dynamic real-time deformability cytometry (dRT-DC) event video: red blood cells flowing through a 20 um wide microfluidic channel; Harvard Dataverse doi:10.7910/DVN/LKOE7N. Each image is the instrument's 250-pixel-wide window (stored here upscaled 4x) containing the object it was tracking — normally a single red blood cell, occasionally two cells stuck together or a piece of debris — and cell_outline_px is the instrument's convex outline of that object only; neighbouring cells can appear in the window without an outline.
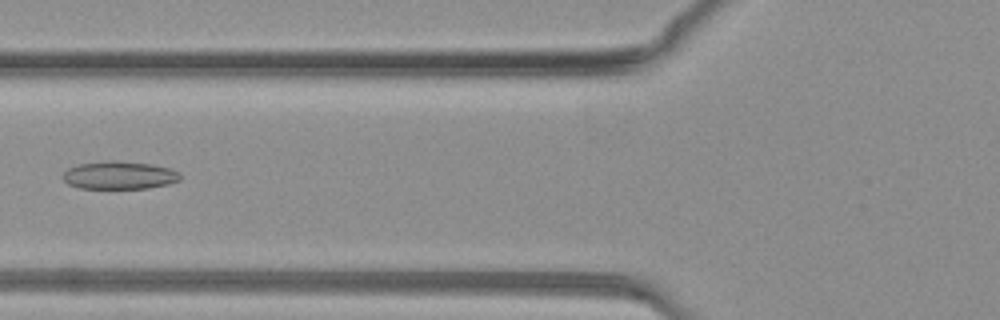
{"species": "common noctule bat (a hibernating species)", "species_latin": "Nyctalus noctula", "temperature_condition": "warm", "stored_images_in_passage": 42, "camera_frame_rate_fps": 3000, "um_per_image_px": 0.085, "animal": {"sex": "female", "body_mass_g": 19.3, "forearm_length_mm": 54.1}, "frame": {"image": 1, "passage_image": 16, "time_ms": 5.0, "image_size_px": [1000, 320], "cell_outline_px": [[180, 180], [168, 184], [148, 188], [80, 188], [68, 184], [64, 180], [64, 172], [68, 168], [80, 164], [112, 160], [116, 160], [152, 164], [168, 168], [180, 172]], "centroid_in_image_um": [10.16, 14.89], "position_along_channel_um": 115.6, "area_um2": 18.96}}
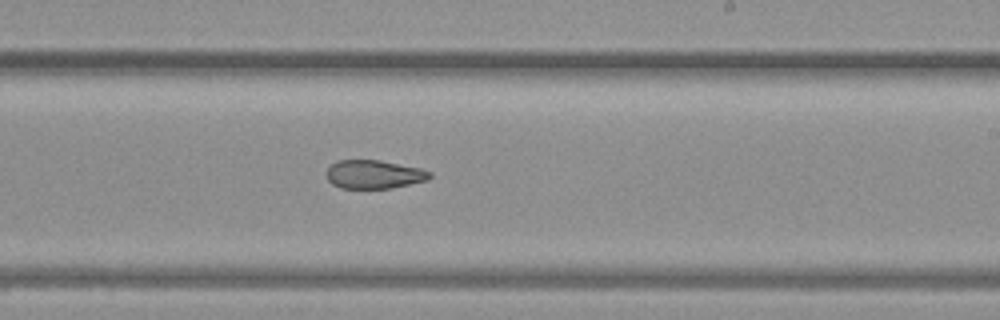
{"frame": {"image": 2, "passage_image": 25, "time_ms": 8.0, "image_size_px": [1000, 320], "cell_outline_px": [[432, 176], [428, 180], [392, 188], [340, 188], [332, 184], [328, 180], [328, 168], [336, 160], [380, 160], [420, 168], [432, 172]], "centroid_in_image_um": [31.82, 14.82], "position_along_channel_um": 257.2, "area_um2": 17.17}}
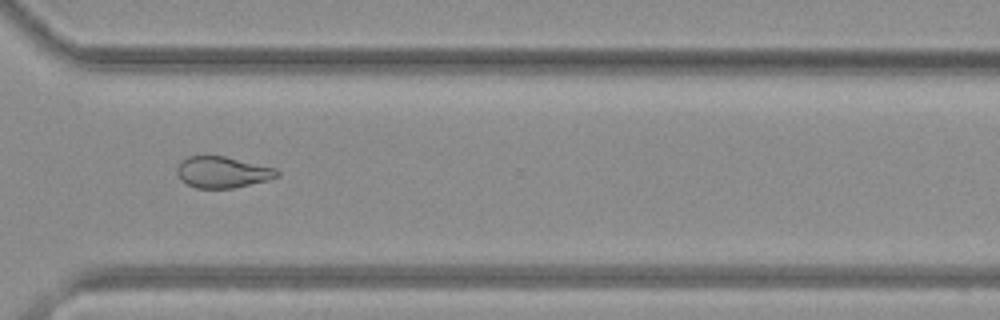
{"frame": {"image": 3, "passage_image": 31, "time_ms": 10.0, "image_size_px": [1000, 320], "cell_outline_px": [[280, 176], [268, 180], [232, 188], [196, 188], [188, 184], [176, 172], [176, 168], [188, 156], [224, 156], [276, 168], [280, 172]], "centroid_in_image_um": [18.96, 14.63], "position_along_channel_um": 351.6, "area_um2": 17.98}}